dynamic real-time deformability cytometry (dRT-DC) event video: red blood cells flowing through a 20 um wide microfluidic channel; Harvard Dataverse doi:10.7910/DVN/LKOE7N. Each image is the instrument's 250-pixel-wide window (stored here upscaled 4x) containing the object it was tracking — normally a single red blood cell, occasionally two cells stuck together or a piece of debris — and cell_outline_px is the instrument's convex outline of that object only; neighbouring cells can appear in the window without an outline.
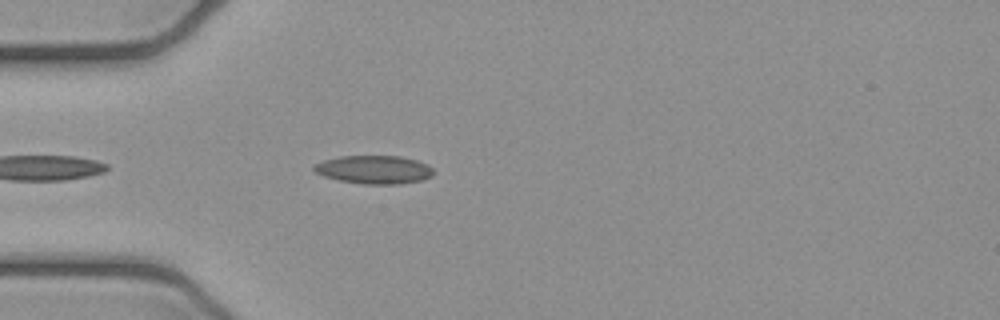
{"species": "common noctule bat (a hibernating species)", "species_latin": "Nyctalus noctula", "temperature_condition": "cold", "stored_images_in_passage": 4, "camera_frame_rate_fps": 3000, "um_per_image_px": 0.085, "animal": {"sex": "female", "body_mass_g": 21.9}, "frame": {"image": 1, "passage_image": 4, "time_ms": 1.0, "image_size_px": [1000, 320], "cell_outline_px": [[432, 176], [420, 180], [400, 184], [364, 184], [340, 180], [324, 176], [316, 172], [312, 168], [312, 164], [324, 160], [340, 156], [400, 156], [416, 160], [428, 164], [432, 168]], "centroid_in_image_um": [31.78, 14.41], "position_along_channel_um": 53.2, "area_um2": 19.65}}